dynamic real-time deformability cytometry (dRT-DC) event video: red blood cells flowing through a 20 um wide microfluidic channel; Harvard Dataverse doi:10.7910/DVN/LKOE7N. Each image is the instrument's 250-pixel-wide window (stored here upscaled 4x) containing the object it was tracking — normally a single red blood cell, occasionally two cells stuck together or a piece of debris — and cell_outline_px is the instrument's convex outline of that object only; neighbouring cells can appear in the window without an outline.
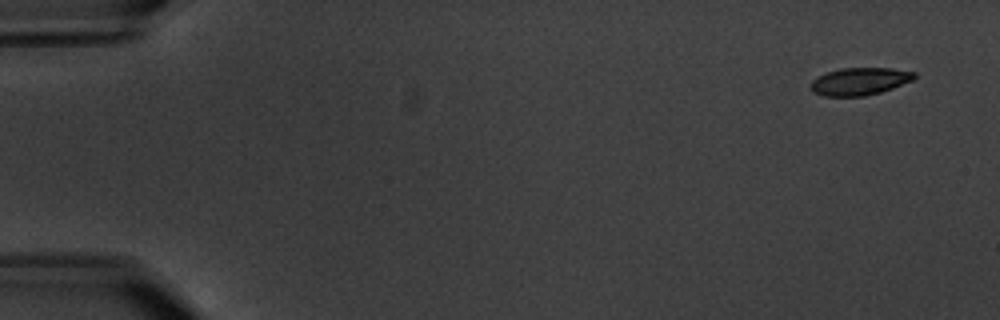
{"species": "common noctule bat (a hibernating species)", "species_latin": "Nyctalus noctula", "temperature_condition": "warm", "stored_images_in_passage": 17, "camera_frame_rate_fps": 3000, "um_per_image_px": 0.085, "animal": {"sex": "male", "body_mass_g": 20.1, "forearm_length_mm": 53.5}, "frame": {"image": 1, "passage_image": 2, "time_ms": 1.0, "image_size_px": [1000, 320], "cell_outline_px": [[916, 76], [912, 80], [892, 88], [880, 92], [864, 96], [824, 96], [812, 92], [812, 80], [828, 72], [840, 68], [892, 68], [916, 72]], "centroid_in_image_um": [73.09, 6.91], "position_along_channel_um": 11.9, "area_um2": 16.42}}
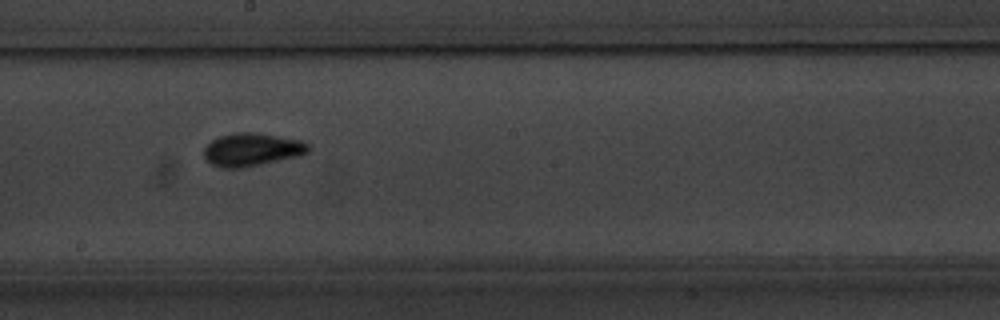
{"frame": {"image": 2, "passage_image": 10, "time_ms": 11.333, "image_size_px": [1000, 320], "cell_outline_px": [[312, 148], [308, 152], [300, 156], [240, 168], [224, 168], [212, 164], [204, 156], [204, 148], [212, 140], [220, 136], [232, 132], [260, 132], [300, 140], [308, 144]], "centroid_in_image_um": [21.44, 12.69], "position_along_channel_um": 226.8, "area_um2": 20.17}}
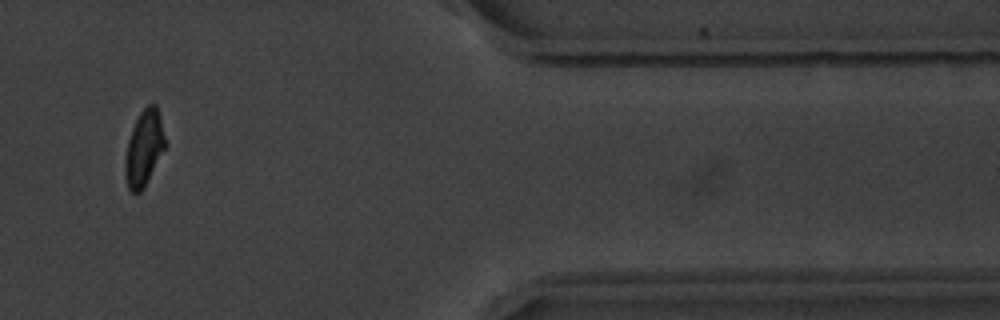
{"frame": {"image": 3, "passage_image": 15, "time_ms": 17.333, "image_size_px": [1000, 320], "cell_outline_px": [[168, 144], [144, 188], [140, 192], [132, 192], [128, 188], [124, 176], [124, 160], [128, 140], [132, 128], [140, 112], [148, 104], [156, 104], [160, 116]], "centroid_in_image_um": [12.26, 12.6], "position_along_channel_um": 399.1, "area_um2": 18.03}, "authors_computed_cell_mechanics": {"area_um2": 18.0336, "velocity_mm_per_s": 3.3808, "shape_relaxation_time_tau1_ms": 1.779, "shape_relaxation_time_tau2_ms": null, "deformation_change_tau1": 0.0832, "deformation_change_tau2": null}}